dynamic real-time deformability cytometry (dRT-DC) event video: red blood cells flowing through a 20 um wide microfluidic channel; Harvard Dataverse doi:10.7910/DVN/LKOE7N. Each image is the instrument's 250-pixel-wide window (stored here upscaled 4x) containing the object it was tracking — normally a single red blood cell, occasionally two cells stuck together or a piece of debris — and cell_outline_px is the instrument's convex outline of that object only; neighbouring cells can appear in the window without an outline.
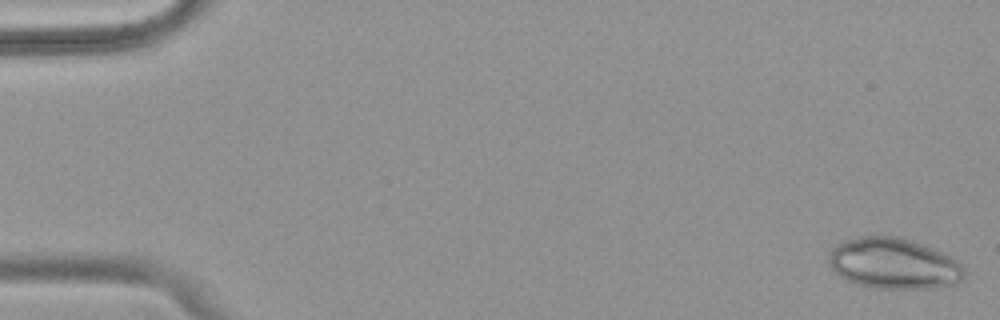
{"species": "common noctule bat (a hibernating species)", "species_latin": "Nyctalus noctula", "temperature_condition": "warm", "stored_images_in_passage": 52, "camera_frame_rate_fps": 3000, "um_per_image_px": 0.085, "animal": {"sex": "female", "body_mass_g": 18.4}, "frame": {"image": 1, "passage_image": 1, "time_ms": 0.0, "image_size_px": [1000, 320], "cell_outline_px": [[964, 276], [960, 280], [952, 284], [932, 288], [872, 288], [856, 284], [840, 276], [832, 268], [828, 260], [828, 252], [836, 244], [844, 240], [860, 236], [900, 236], [924, 244], [944, 252], [952, 256], [964, 268]], "centroid_in_image_um": [75.95, 22.38], "position_along_channel_um": 9.1, "area_um2": 40.4}}
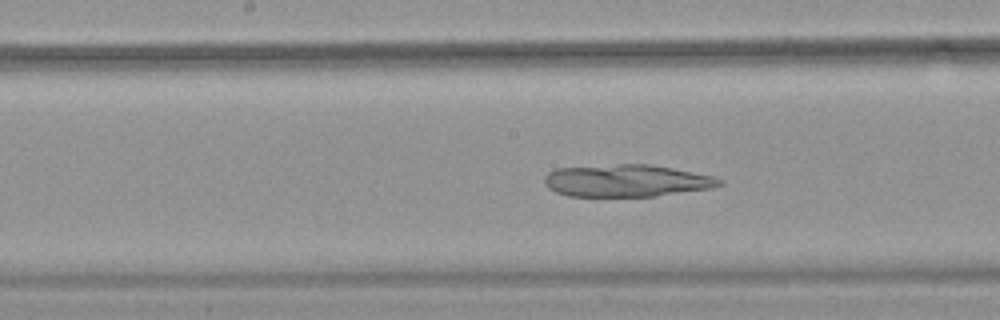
{"frame": {"image": 2, "passage_image": 27, "time_ms": 8.667, "image_size_px": [1000, 320], "cell_outline_px": [[724, 184], [712, 188], [656, 196], [568, 196], [556, 192], [548, 188], [544, 184], [544, 176], [548, 172], [556, 168], [620, 164], [652, 164], [712, 176], [724, 180]], "centroid_in_image_um": [53.25, 15.36], "position_along_channel_um": 195.0, "area_um2": 32.95}}
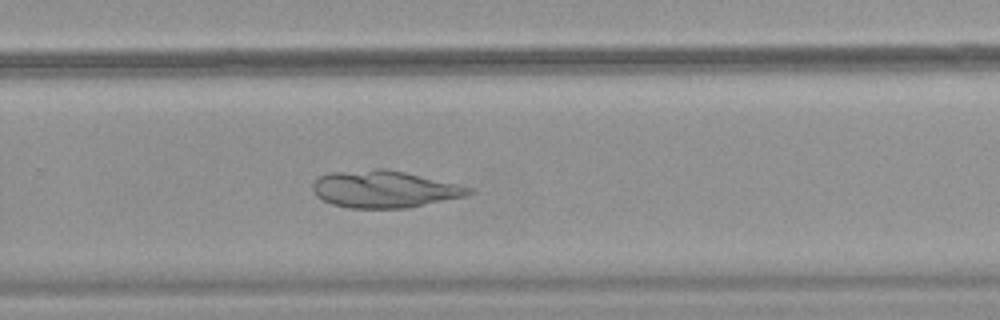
{"frame": {"image": 3, "passage_image": 35, "time_ms": 11.333, "image_size_px": [1000, 320], "cell_outline_px": [[476, 192], [464, 196], [408, 208], [348, 208], [332, 204], [316, 196], [312, 188], [312, 184], [320, 176], [332, 172], [376, 168], [388, 168], [476, 188]], "centroid_in_image_um": [32.7, 16.07], "position_along_channel_um": 297.1, "area_um2": 33.93}}